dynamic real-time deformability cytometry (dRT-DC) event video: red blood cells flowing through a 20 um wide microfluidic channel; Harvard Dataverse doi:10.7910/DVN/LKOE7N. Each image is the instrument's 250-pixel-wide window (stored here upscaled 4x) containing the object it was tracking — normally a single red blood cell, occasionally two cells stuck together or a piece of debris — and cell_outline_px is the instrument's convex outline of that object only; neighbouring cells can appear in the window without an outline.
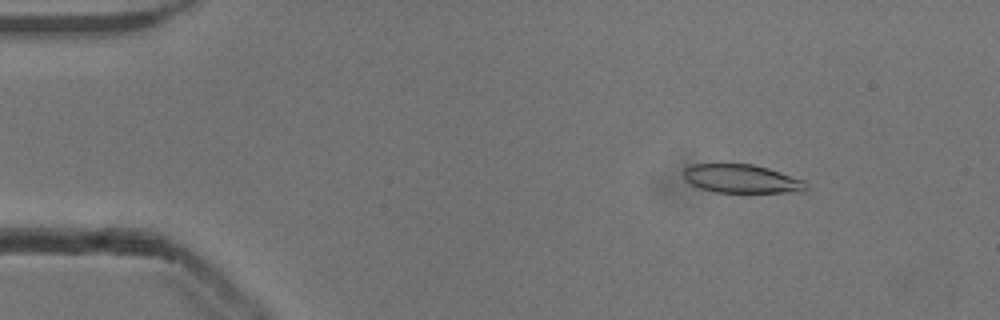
{"species": "common noctule bat (a hibernating species)", "species_latin": "Nyctalus noctula", "temperature_condition": "cold", "stored_images_in_passage": 53, "camera_frame_rate_fps": 3000, "um_per_image_px": 0.085, "animal": {"sex": "male", "body_mass_g": 13.3}, "frame": {"image": 1, "passage_image": 7, "time_ms": 2.0, "image_size_px": [1000, 320], "cell_outline_px": [[808, 188], [804, 192], [716, 192], [700, 188], [684, 180], [684, 168], [692, 164], [752, 164], [768, 168], [804, 180]], "centroid_in_image_um": [63.04, 15.2], "position_along_channel_um": 22.0, "area_um2": 20.35}}
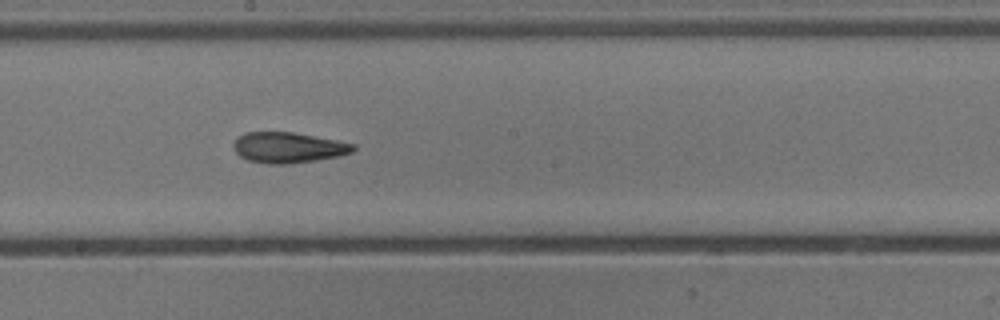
{"frame": {"image": 2, "passage_image": 29, "time_ms": 9.333, "image_size_px": [1000, 320], "cell_outline_px": [[356, 148], [352, 152], [340, 156], [316, 160], [288, 164], [268, 164], [248, 160], [240, 156], [236, 152], [232, 144], [236, 136], [244, 132], [292, 132], [336, 140], [356, 144]], "centroid_in_image_um": [24.48, 12.54], "position_along_channel_um": 223.7, "area_um2": 21.5}}
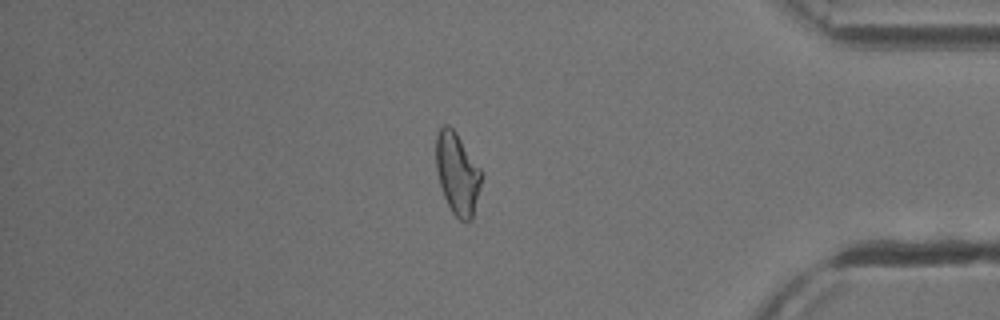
{"frame": {"image": 3, "passage_image": 45, "time_ms": 14.667, "image_size_px": [1000, 320], "cell_outline_px": [[480, 184], [472, 220], [468, 224], [460, 220], [452, 212], [444, 196], [440, 184], [436, 168], [436, 136], [440, 128], [444, 124], [448, 124], [456, 132], [480, 168]], "centroid_in_image_um": [38.85, 14.76], "position_along_channel_um": 396.3, "area_um2": 21.33}, "authors_computed_cell_mechanics": {"area_um2": 21.5594, "velocity_mm_per_s": 3.8509, "shape_relaxation_time_tau1_ms": null, "shape_relaxation_time_tau2_ms": 3.3742, "deformation_change_tau1": null, "deformation_change_tau2": 0.118}}